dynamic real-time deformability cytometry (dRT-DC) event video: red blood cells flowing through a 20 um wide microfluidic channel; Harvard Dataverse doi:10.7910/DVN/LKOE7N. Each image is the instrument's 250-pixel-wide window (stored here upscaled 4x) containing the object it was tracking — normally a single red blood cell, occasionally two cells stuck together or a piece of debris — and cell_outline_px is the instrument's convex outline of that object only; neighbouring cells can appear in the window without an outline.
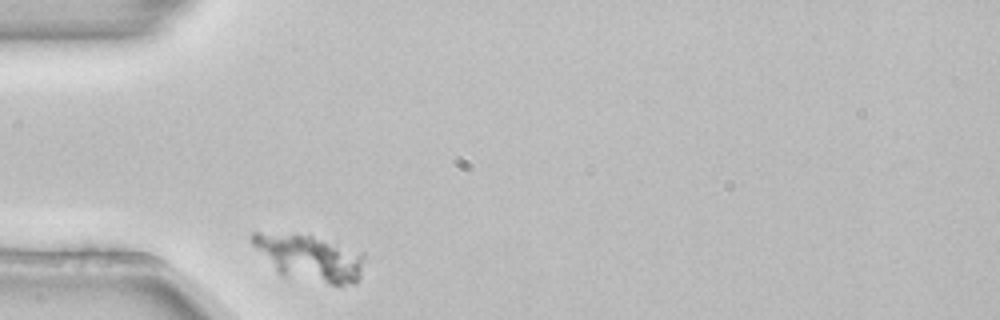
{"species": "common noctule bat (a hibernating species)", "species_latin": "Nyctalus noctula", "temperature_condition": "room temperature", "stored_images_in_passage": 32, "camera_frame_rate_fps": 3000, "um_per_image_px": 0.085, "animal": {"sex": "female", "body_mass_g": 22.7, "forearm_length_mm": 54.2}, "frame": {"image": 1, "passage_image": 1, "time_ms": 0.0, "image_size_px": [1000, 320], "cell_outline_px": [[364, 260], [360, 276], [356, 280], [344, 284], [328, 284], [280, 276], [248, 240], [248, 236], [252, 232], [260, 232], [312, 236], [336, 240], [364, 252]], "centroid_in_image_um": [26.31, 21.88], "position_along_channel_um": 58.7, "area_um2": 30.69}}
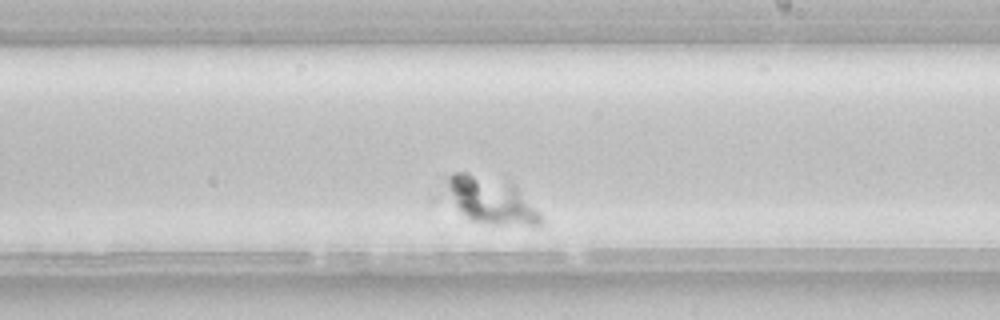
{"frame": {"image": 2, "passage_image": 19, "time_ms": 6.0, "image_size_px": [1000, 320], "cell_outline_px": [[540, 224], [492, 224], [472, 220], [432, 200], [432, 196], [448, 176], [452, 172], [468, 172], [512, 184], [516, 188], [540, 216]], "centroid_in_image_um": [41.24, 16.99], "position_along_channel_um": 247.8, "area_um2": 27.05}}